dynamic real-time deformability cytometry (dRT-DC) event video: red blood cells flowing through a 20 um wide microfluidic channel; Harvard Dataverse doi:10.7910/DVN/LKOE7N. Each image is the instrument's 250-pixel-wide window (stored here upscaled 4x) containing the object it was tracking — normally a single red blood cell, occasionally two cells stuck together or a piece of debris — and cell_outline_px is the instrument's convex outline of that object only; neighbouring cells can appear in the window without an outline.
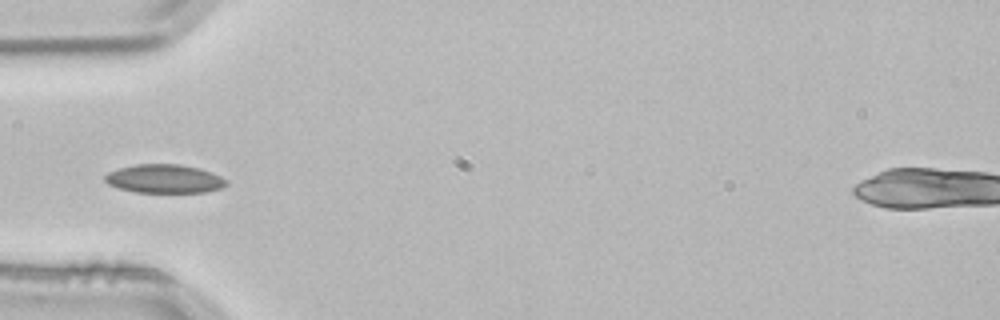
{"species": "common noctule bat (a hibernating species)", "species_latin": "Nyctalus noctula", "temperature_condition": "room temperature", "stored_images_in_passage": 4, "camera_frame_rate_fps": 3000, "um_per_image_px": 0.085, "animal": {"sex": "male", "body_mass_g": 21.5, "forearm_length_mm": 52.0}, "frame": {"image": 1, "passage_image": 4, "time_ms": 1.0, "image_size_px": [1000, 320], "cell_outline_px": [[228, 184], [220, 188], [208, 192], [136, 192], [120, 188], [108, 184], [104, 180], [104, 176], [108, 172], [120, 168], [136, 164], [180, 164], [200, 168], [212, 172], [228, 180]], "centroid_in_image_um": [14.0, 15.19], "position_along_channel_um": 71.0, "area_um2": 20.29}}